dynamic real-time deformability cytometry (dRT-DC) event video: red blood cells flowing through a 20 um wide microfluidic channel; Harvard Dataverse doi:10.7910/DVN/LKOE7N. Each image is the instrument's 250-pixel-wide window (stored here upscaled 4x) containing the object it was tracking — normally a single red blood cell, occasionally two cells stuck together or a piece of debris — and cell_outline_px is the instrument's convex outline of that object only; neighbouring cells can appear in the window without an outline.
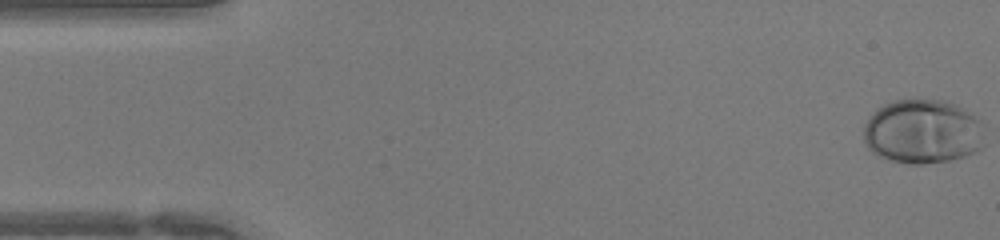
{"species": "human", "species_latin": "Homo sapiens", "temperature_condition": "warm", "stored_images_in_passage": 45, "camera_frame_rate_fps": 3000, "um_per_image_px": 0.085, "donor": {"sex": "female"}, "frame": {"image": 1, "passage_image": 1, "time_ms": 0.0, "image_size_px": [1000, 240], "cell_outline_px": [[984, 124], [980, 148], [976, 152], [964, 156], [948, 160], [920, 164], [908, 164], [892, 160], [880, 156], [872, 152], [868, 148], [864, 140], [864, 124], [872, 112], [876, 108], [884, 104], [896, 100], [940, 100], [956, 104], [972, 112]], "centroid_in_image_um": [78.42, 11.17], "position_along_channel_um": 6.6, "area_um2": 45.43}}
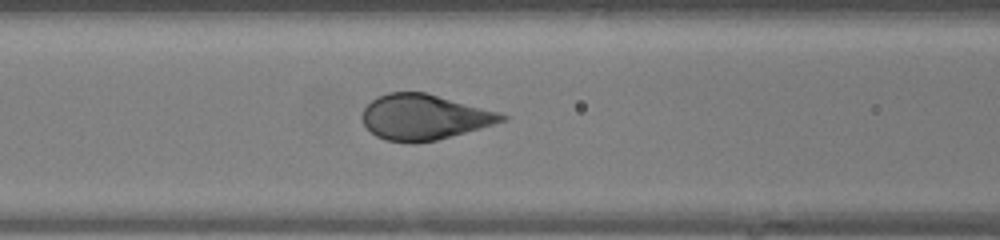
{"frame": {"image": 2, "passage_image": 18, "time_ms": 5.667, "image_size_px": [1000, 240], "cell_outline_px": [[508, 120], [480, 128], [436, 140], [412, 144], [388, 140], [376, 136], [364, 124], [360, 116], [364, 108], [376, 96], [388, 92], [424, 92], [500, 112], [508, 116]], "centroid_in_image_um": [36.04, 9.95], "position_along_channel_um": 130.6, "area_um2": 36.88}}
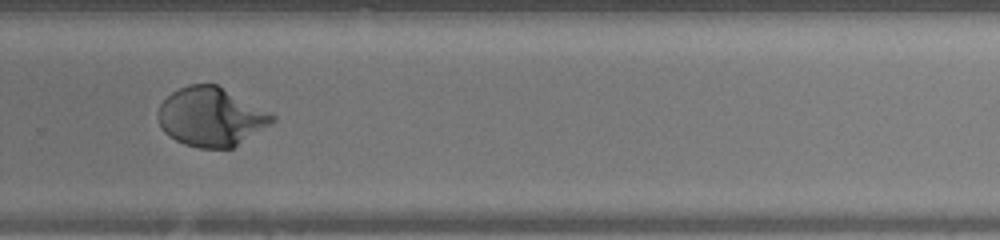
{"frame": {"image": 3, "passage_image": 30, "time_ms": 9.667, "image_size_px": [1000, 240], "cell_outline_px": [[276, 120], [232, 148], [200, 148], [184, 144], [168, 136], [160, 128], [156, 116], [160, 104], [172, 92], [188, 84], [216, 84], [276, 116]], "centroid_in_image_um": [17.88, 9.94], "position_along_channel_um": 311.9, "area_um2": 38.84}}